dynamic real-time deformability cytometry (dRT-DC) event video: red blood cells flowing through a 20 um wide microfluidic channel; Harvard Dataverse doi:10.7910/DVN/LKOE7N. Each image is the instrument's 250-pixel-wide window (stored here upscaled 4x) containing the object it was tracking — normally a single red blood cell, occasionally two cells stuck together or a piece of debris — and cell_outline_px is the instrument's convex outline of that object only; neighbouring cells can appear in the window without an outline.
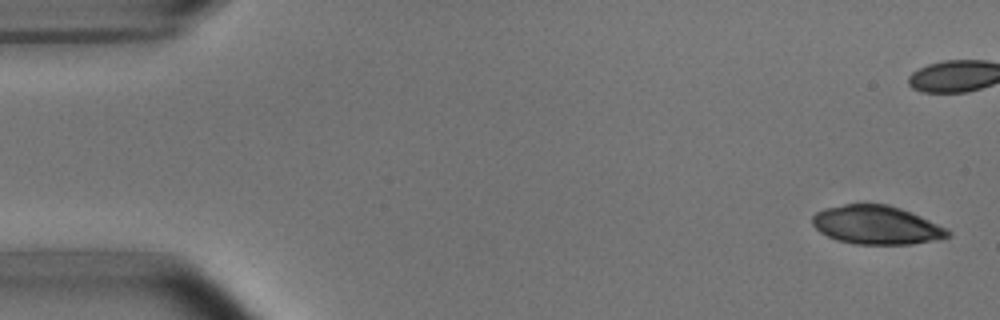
{"species": "common noctule bat (a hibernating species)", "species_latin": "Nyctalus noctula", "temperature_condition": "room temperature", "stored_images_in_passage": 9, "camera_frame_rate_fps": 3000, "um_per_image_px": 0.085, "animal": {"sex": "male", "body_mass_g": 15.6}, "frame": {"image": 1, "passage_image": 1, "time_ms": 0.0, "image_size_px": [1000, 320], "cell_outline_px": [[952, 236], [940, 240], [912, 244], [856, 244], [836, 240], [820, 232], [812, 224], [812, 216], [816, 212], [824, 208], [844, 204], [888, 204], [912, 212], [948, 228], [952, 232]], "centroid_in_image_um": [74.55, 19.13], "position_along_channel_um": 10.4, "area_um2": 30.87}}
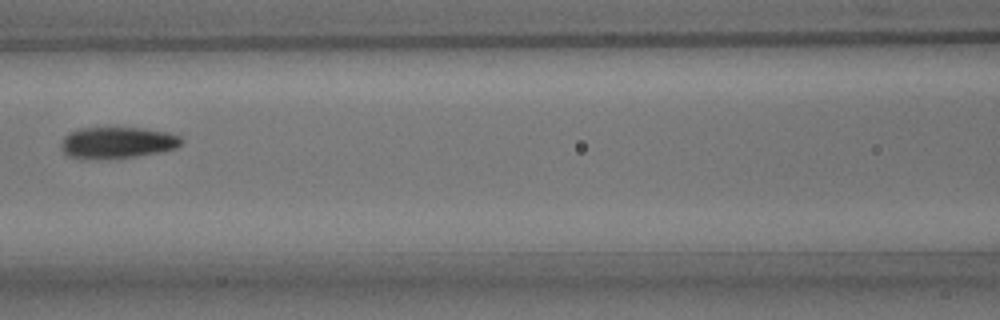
{"frame": {"image": 2, "passage_image": 8, "time_ms": 8.333, "image_size_px": [1000, 320], "cell_outline_px": [[184, 140], [176, 148], [160, 152], [136, 156], [104, 160], [84, 160], [68, 156], [64, 152], [64, 136], [68, 132], [80, 128], [144, 128], [164, 132], [180, 136]], "centroid_in_image_um": [9.96, 12.15], "position_along_channel_um": 156.6, "area_um2": 22.14}}
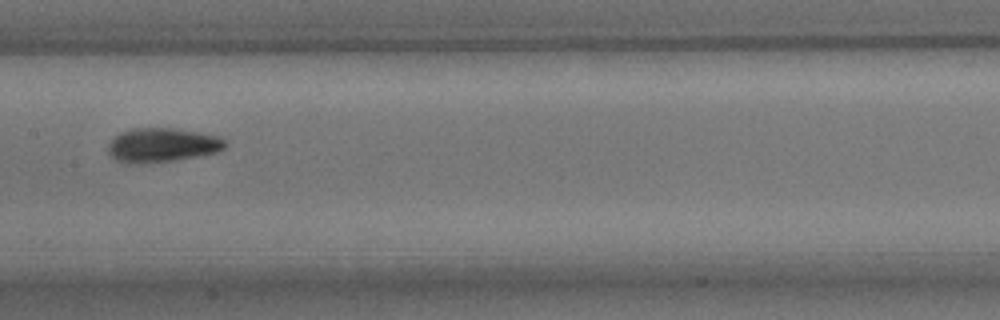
{"frame": {"image": 3, "passage_image": 9, "time_ms": 9.333, "image_size_px": [1000, 320], "cell_outline_px": [[228, 144], [224, 148], [216, 152], [196, 156], [172, 160], [140, 164], [132, 164], [116, 160], [108, 152], [108, 144], [120, 132], [132, 128], [172, 128], [196, 132], [216, 136], [224, 140]], "centroid_in_image_um": [13.74, 12.33], "position_along_channel_um": 193.7, "area_um2": 23.0}}